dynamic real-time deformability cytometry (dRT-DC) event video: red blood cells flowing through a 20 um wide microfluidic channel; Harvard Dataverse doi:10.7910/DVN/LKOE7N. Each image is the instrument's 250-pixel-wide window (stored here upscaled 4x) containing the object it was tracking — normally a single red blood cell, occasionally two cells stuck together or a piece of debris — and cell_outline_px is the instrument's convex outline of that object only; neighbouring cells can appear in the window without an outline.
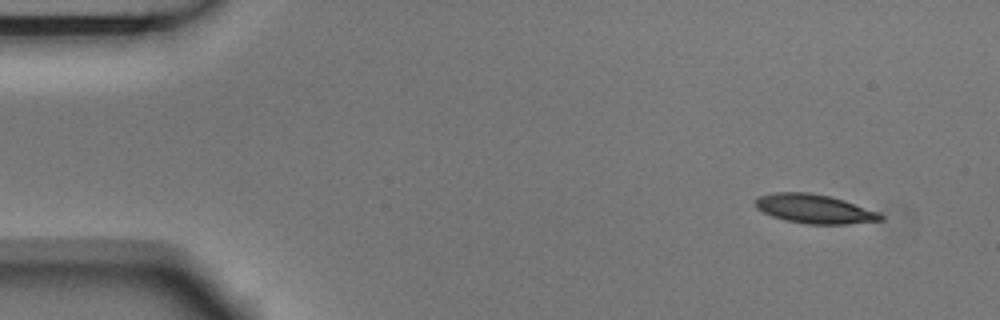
{"species": "Egyptian fruit bat (a non-hibernating species)", "species_latin": "Rousettus aegyptiacus", "temperature_condition": "room temperature", "stored_images_in_passage": 4, "camera_frame_rate_fps": 3000, "um_per_image_px": 0.085, "animal": {"sex": "male"}, "frame": {"image": 1, "passage_image": 1, "time_ms": 0.0, "image_size_px": [1000, 320], "cell_outline_px": [[884, 220], [848, 224], [808, 224], [784, 220], [772, 216], [756, 208], [756, 200], [760, 196], [776, 192], [808, 192], [832, 196], [844, 200], [876, 212], [884, 216]], "centroid_in_image_um": [69.23, 17.75], "position_along_channel_um": 15.8, "area_um2": 21.04}}
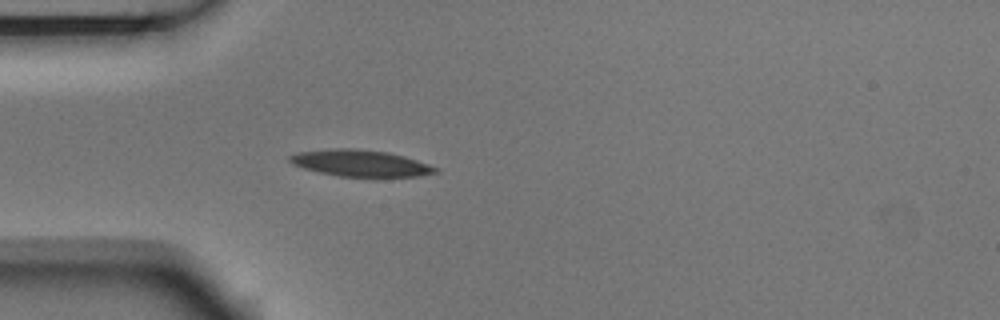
{"frame": {"image": 2, "passage_image": 4, "time_ms": 1.0, "image_size_px": [1000, 320], "cell_outline_px": [[440, 172], [420, 176], [376, 180], [340, 176], [320, 172], [304, 168], [292, 164], [288, 160], [288, 156], [296, 152], [332, 148], [352, 148], [388, 152], [404, 156], [440, 168]], "centroid_in_image_um": [30.71, 13.92], "position_along_channel_um": 54.3, "area_um2": 23.64}}